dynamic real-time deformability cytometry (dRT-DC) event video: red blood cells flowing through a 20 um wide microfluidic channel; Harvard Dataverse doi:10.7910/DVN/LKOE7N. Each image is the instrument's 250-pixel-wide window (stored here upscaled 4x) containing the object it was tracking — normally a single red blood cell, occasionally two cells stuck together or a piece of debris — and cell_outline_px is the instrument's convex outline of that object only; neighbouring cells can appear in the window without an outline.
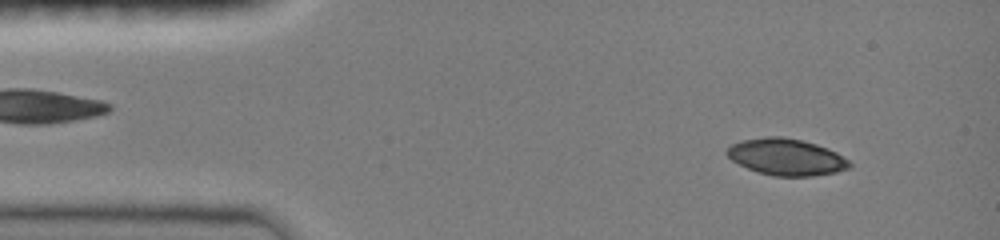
{"species": "common noctule bat (a hibernating species)", "species_latin": "Nyctalus noctula", "temperature_condition": "room temperature", "stored_images_in_passage": 10, "camera_frame_rate_fps": 3000, "um_per_image_px": 0.085, "animal": {"sex": "female", "body_mass_g": 19.0, "forearm_length_mm": 51.5}, "frame": {"image": 1, "passage_image": 3, "time_ms": 1.0, "image_size_px": [1000, 240], "cell_outline_px": [[852, 168], [836, 172], [812, 176], [772, 176], [748, 168], [732, 160], [724, 152], [732, 144], [740, 140], [764, 136], [780, 136], [800, 140], [816, 144], [828, 148], [836, 152], [848, 160], [852, 164]], "centroid_in_image_um": [66.84, 13.34], "position_along_channel_um": 18.2, "area_um2": 26.18}}
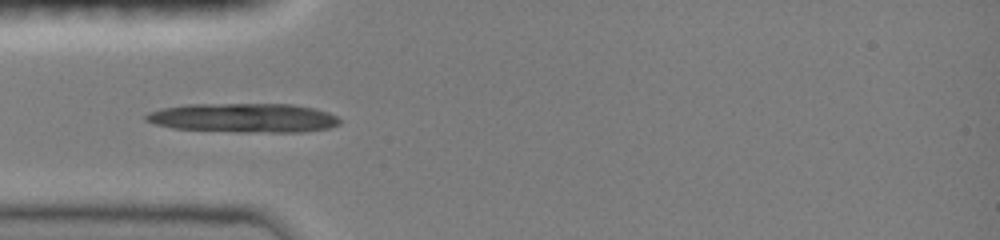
{"frame": {"image": 2, "passage_image": 9, "time_ms": 4.0, "image_size_px": [1000, 240], "cell_outline_px": [[340, 124], [328, 128], [304, 132], [236, 132], [172, 128], [156, 124], [144, 120], [144, 116], [148, 112], [160, 108], [184, 104], [292, 104], [316, 108], [328, 112], [336, 116], [340, 120]], "centroid_in_image_um": [20.69, 10.01], "position_along_channel_um": 64.3, "area_um2": 33.29}}